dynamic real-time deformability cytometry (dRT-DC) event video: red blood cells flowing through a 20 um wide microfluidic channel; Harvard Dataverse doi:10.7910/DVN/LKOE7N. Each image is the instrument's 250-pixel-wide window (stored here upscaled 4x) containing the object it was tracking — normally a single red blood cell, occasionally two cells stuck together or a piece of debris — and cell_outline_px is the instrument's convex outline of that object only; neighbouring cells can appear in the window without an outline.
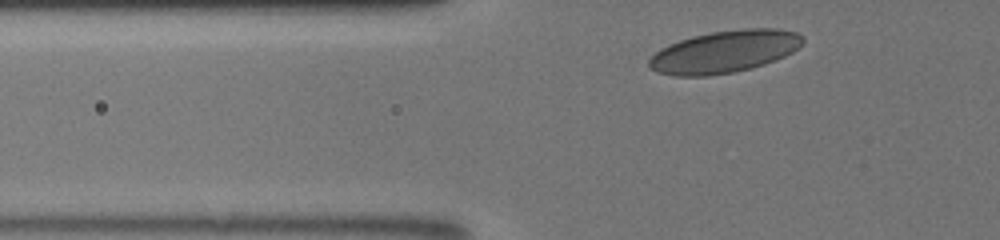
{"species": "human", "species_latin": "Homo sapiens", "temperature_condition": "room temperature", "stored_images_in_passage": 9, "segment_of_instrument_passage": [2, 2], "camera_frame_rate_fps": 3000, "um_per_image_px": 0.085, "donor": {"sex": "male"}, "frame": {"image": 1, "passage_image": 9, "time_ms": 6.333, "image_size_px": [1000, 240], "cell_outline_px": [[804, 44], [792, 52], [784, 56], [764, 64], [752, 68], [732, 72], [708, 76], [676, 76], [656, 72], [648, 68], [648, 60], [660, 48], [680, 40], [692, 36], [712, 32], [744, 28], [780, 28], [796, 32], [804, 36]], "centroid_in_image_um": [61.59, 4.39], "position_along_channel_um": 64.2, "area_um2": 38.03}}